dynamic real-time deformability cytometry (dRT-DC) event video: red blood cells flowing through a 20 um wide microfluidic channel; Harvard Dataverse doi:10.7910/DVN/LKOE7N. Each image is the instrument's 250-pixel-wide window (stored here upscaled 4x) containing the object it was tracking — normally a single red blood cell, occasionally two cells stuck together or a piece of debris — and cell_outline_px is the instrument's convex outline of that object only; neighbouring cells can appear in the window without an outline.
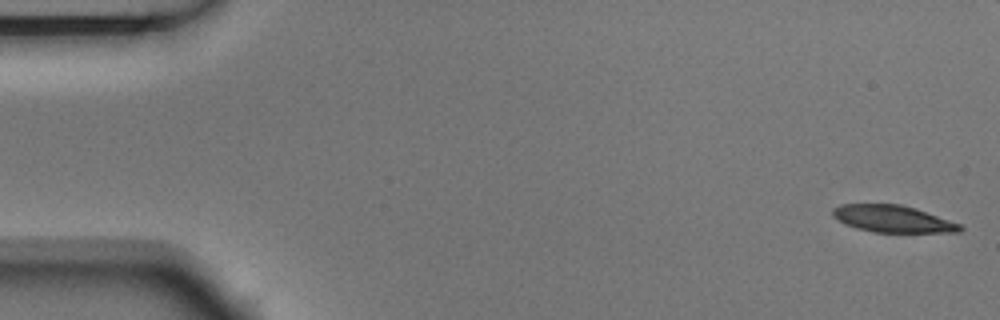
{"species": "Egyptian fruit bat (a non-hibernating species)", "species_latin": "Rousettus aegyptiacus", "temperature_condition": "room temperature", "stored_images_in_passage": 6, "camera_frame_rate_fps": 3000, "um_per_image_px": 0.085, "animal": {"sex": "male"}, "frame": {"image": 1, "passage_image": 1, "time_ms": 0.0, "image_size_px": [1000, 320], "cell_outline_px": [[964, 228], [960, 232], [872, 232], [856, 228], [844, 224], [832, 216], [832, 208], [840, 204], [900, 204], [916, 208], [960, 224]], "centroid_in_image_um": [75.85, 18.6], "position_along_channel_um": 9.2, "area_um2": 20.06}}